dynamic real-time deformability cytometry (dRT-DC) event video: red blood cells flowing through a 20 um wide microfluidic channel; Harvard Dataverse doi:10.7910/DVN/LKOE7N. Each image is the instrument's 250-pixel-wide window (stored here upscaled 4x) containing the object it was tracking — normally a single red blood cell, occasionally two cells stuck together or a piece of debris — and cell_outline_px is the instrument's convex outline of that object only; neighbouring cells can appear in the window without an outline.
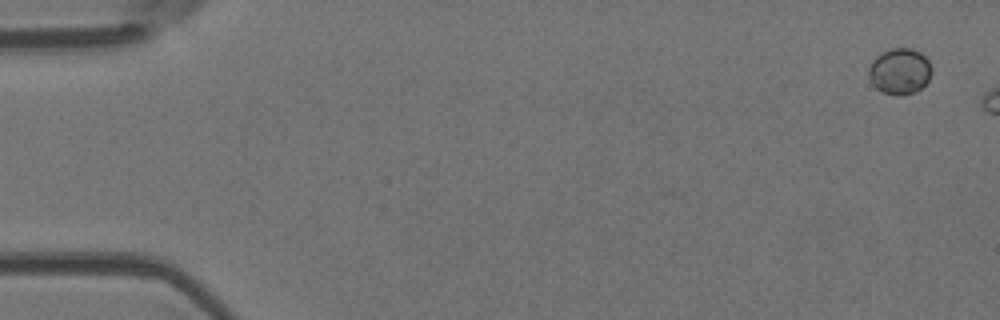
{"species": "Egyptian fruit bat (a non-hibernating species)", "species_latin": "Rousettus aegyptiacus", "temperature_condition": "room temperature", "stored_images_in_passage": 3, "camera_frame_rate_fps": 3000, "um_per_image_px": 0.085, "animal": {"sex": "female"}, "frame": {"image": 1, "passage_image": 1, "time_ms": 0.0, "image_size_px": [1000, 320], "cell_outline_px": [[932, 72], [928, 80], [916, 92], [904, 96], [896, 96], [880, 92], [876, 88], [868, 76], [868, 68], [872, 60], [876, 56], [892, 48], [912, 48], [920, 52], [928, 60], [932, 68]], "centroid_in_image_um": [76.47, 6.08], "position_along_channel_um": 8.5, "area_um2": 17.11}}